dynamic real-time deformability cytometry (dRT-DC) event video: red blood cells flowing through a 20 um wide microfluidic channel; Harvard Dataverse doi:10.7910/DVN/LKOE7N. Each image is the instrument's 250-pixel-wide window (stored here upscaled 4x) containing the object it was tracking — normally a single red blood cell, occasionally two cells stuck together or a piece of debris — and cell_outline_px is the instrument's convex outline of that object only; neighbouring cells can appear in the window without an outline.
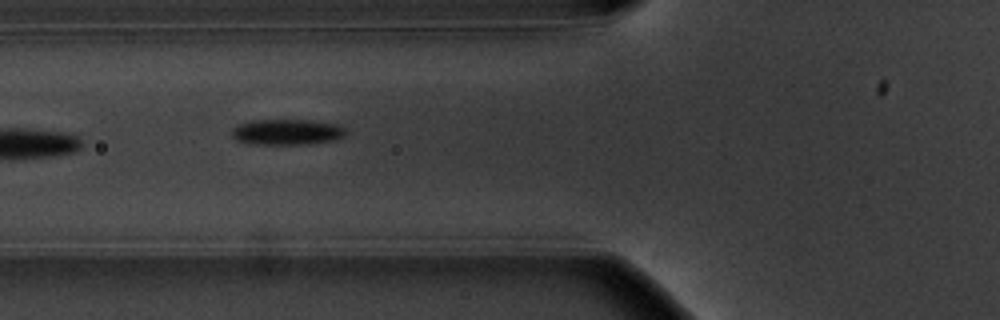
{"species": "common noctule bat (a hibernating species)", "species_latin": "Nyctalus noctula", "temperature_condition": "warm", "stored_images_in_passage": 9, "camera_frame_rate_fps": 3000, "um_per_image_px": 0.085, "animal": {"sex": "male", "body_mass_g": 20.1, "forearm_length_mm": 53.5}, "frame": {"image": 1, "passage_image": 6, "time_ms": 6.0, "image_size_px": [1000, 320], "cell_outline_px": [[348, 132], [344, 136], [336, 140], [308, 144], [256, 144], [236, 140], [232, 136], [232, 128], [240, 124], [252, 120], [312, 120], [340, 124]], "centroid_in_image_um": [24.45, 11.21], "position_along_channel_um": 101.3, "area_um2": 17.22}}
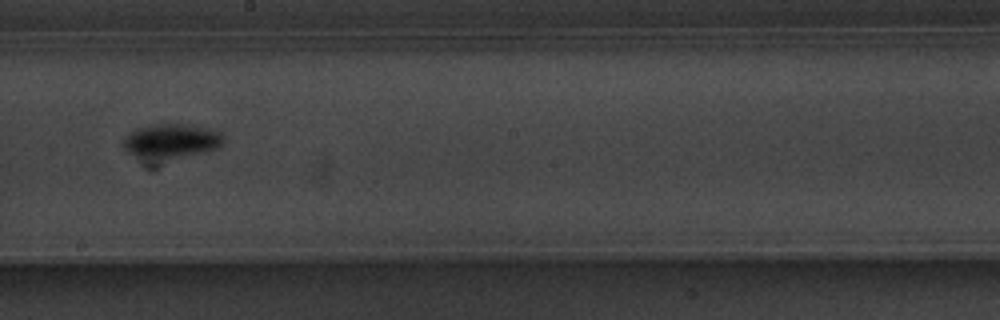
{"frame": {"image": 2, "passage_image": 9, "time_ms": 9.667, "image_size_px": [1000, 320], "cell_outline_px": [[224, 144], [220, 148], [208, 152], [176, 156], [136, 156], [128, 152], [124, 148], [124, 140], [128, 132], [136, 128], [152, 124], [184, 124], [208, 128], [224, 132]], "centroid_in_image_um": [14.65, 11.92], "position_along_channel_um": 233.5, "area_um2": 19.59}}